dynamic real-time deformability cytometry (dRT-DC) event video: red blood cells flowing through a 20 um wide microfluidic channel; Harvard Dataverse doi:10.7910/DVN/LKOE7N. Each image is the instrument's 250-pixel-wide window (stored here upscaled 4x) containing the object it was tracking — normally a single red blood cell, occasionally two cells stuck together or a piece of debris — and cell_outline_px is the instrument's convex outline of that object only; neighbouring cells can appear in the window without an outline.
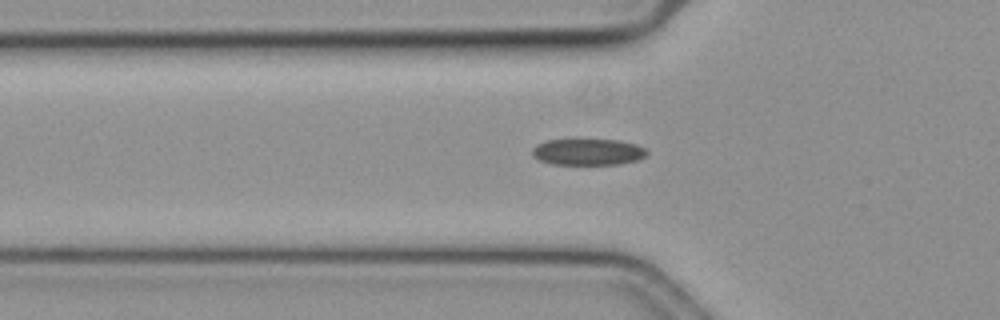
{"species": "common noctule bat (a hibernating species)", "species_latin": "Nyctalus noctula", "temperature_condition": "cold", "stored_images_in_passage": 43, "camera_frame_rate_fps": 3000, "um_per_image_px": 0.085, "animal": {"sex": "female", "body_mass_g": 19.3, "forearm_length_mm": 54.1}, "frame": {"image": 1, "passage_image": 4, "time_ms": 1.0, "image_size_px": [1000, 320], "cell_outline_px": [[648, 156], [640, 160], [620, 164], [552, 164], [540, 160], [532, 156], [532, 148], [536, 144], [544, 140], [568, 136], [576, 136], [620, 140], [636, 144], [644, 148], [648, 152]], "centroid_in_image_um": [49.94, 12.84], "position_along_channel_um": 75.9, "area_um2": 19.02}}
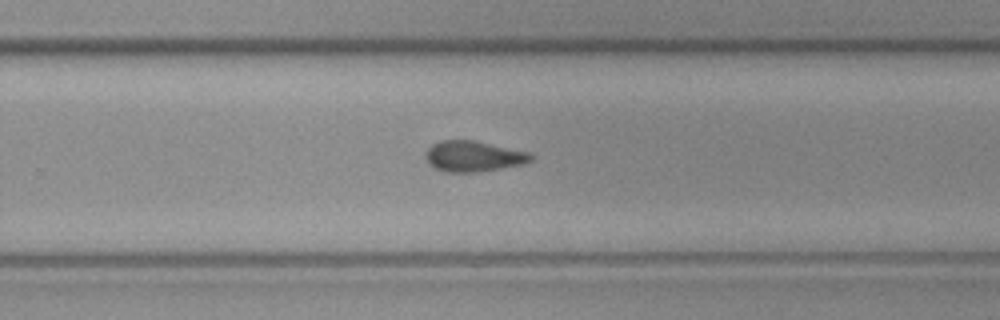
{"frame": {"image": 2, "passage_image": 22, "time_ms": 7.0, "image_size_px": [1000, 320], "cell_outline_px": [[532, 160], [524, 164], [476, 172], [444, 172], [428, 164], [424, 156], [424, 152], [432, 144], [440, 140], [472, 140], [528, 152], [532, 156]], "centroid_in_image_um": [40.17, 13.28], "position_along_channel_um": 289.6, "area_um2": 18.79}}
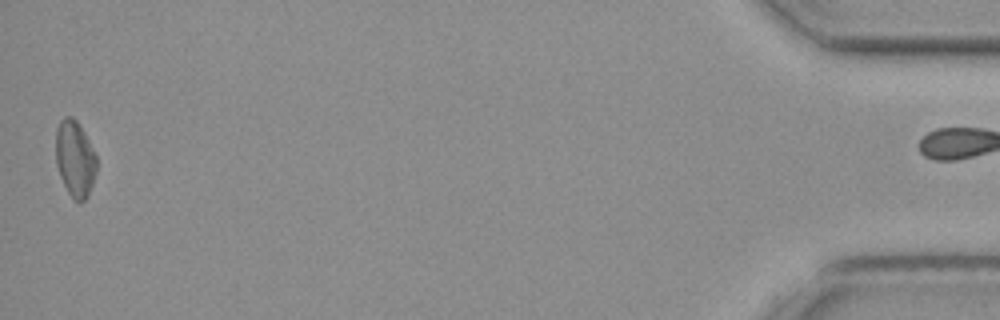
{"frame": {"image": 3, "passage_image": 42, "time_ms": 13.667, "image_size_px": [1000, 320], "cell_outline_px": [[96, 172], [88, 196], [80, 204], [68, 192], [60, 176], [56, 164], [56, 128], [60, 120], [64, 116], [72, 116], [80, 124], [96, 156]], "centroid_in_image_um": [6.36, 13.47], "position_along_channel_um": 428.8, "area_um2": 18.09}, "authors_computed_cell_mechanics": {"area_um2": 18.2648, "velocity_mm_per_s": 3.5552, "shape_relaxation_time_tau1_ms": null, "shape_relaxation_time_tau2_ms": 10.6058, "deformation_change_tau1": null, "deformation_change_tau2": 0.1645}}